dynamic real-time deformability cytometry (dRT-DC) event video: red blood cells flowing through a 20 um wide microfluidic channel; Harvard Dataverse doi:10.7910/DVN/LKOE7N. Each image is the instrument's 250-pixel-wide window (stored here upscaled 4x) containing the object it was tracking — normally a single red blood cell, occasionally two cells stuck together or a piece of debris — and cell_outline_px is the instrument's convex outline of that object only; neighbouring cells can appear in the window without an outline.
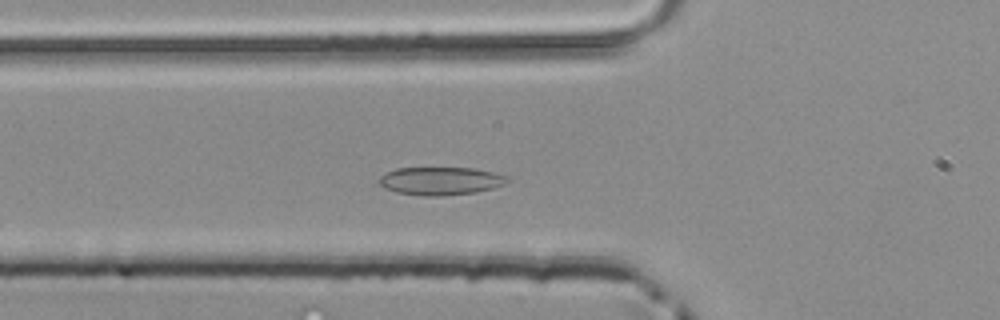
{"species": "common noctule bat (a hibernating species)", "species_latin": "Nyctalus noctula", "temperature_condition": "room temperature", "stored_images_in_passage": 45, "segment_of_instrument_passage": [1, 2], "camera_frame_rate_fps": 3000, "um_per_image_px": 0.085, "animal": {"sex": "male", "body_mass_g": 20.4}, "frame": {"image": 1, "passage_image": 12, "time_ms": 3.667, "image_size_px": [1000, 320], "cell_outline_px": [[512, 180], [504, 184], [492, 188], [476, 192], [440, 196], [424, 196], [396, 192], [384, 188], [376, 180], [380, 176], [396, 168], [476, 168], [508, 176]], "centroid_in_image_um": [37.45, 15.38], "position_along_channel_um": 88.3, "area_um2": 21.04}}
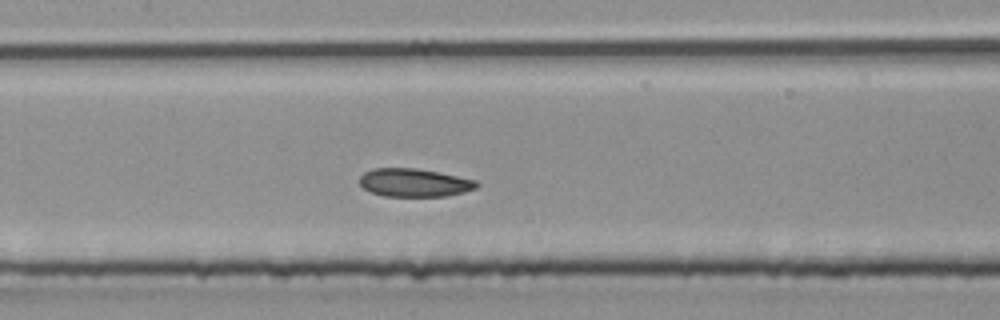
{"frame": {"image": 2, "passage_image": 18, "time_ms": 5.667, "image_size_px": [1000, 320], "cell_outline_px": [[480, 184], [476, 188], [464, 192], [444, 196], [384, 196], [372, 192], [364, 188], [360, 184], [360, 176], [364, 172], [372, 168], [416, 168], [440, 172], [476, 180]], "centroid_in_image_um": [35.22, 15.52], "position_along_channel_um": 172.2, "area_um2": 19.25}}
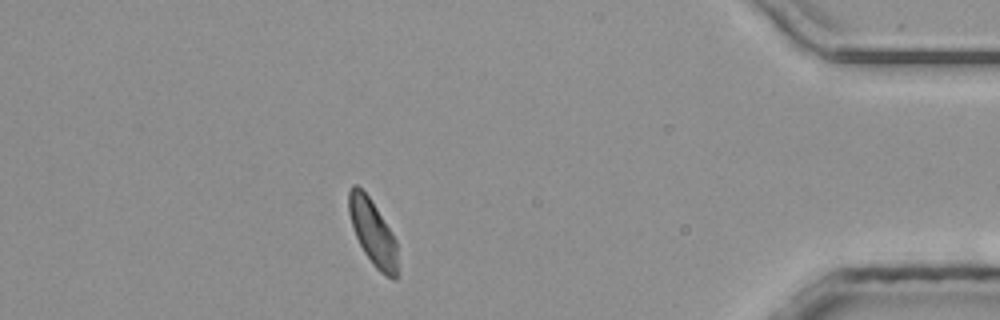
{"frame": {"image": 3, "passage_image": 38, "time_ms": 12.333, "image_size_px": [1000, 320], "cell_outline_px": [[400, 276], [396, 280], [392, 280], [380, 272], [372, 264], [364, 252], [356, 236], [348, 212], [348, 192], [352, 184], [356, 184], [368, 196], [392, 232], [396, 240]], "centroid_in_image_um": [31.73, 19.84], "position_along_channel_um": 403.5, "area_um2": 18.9}}